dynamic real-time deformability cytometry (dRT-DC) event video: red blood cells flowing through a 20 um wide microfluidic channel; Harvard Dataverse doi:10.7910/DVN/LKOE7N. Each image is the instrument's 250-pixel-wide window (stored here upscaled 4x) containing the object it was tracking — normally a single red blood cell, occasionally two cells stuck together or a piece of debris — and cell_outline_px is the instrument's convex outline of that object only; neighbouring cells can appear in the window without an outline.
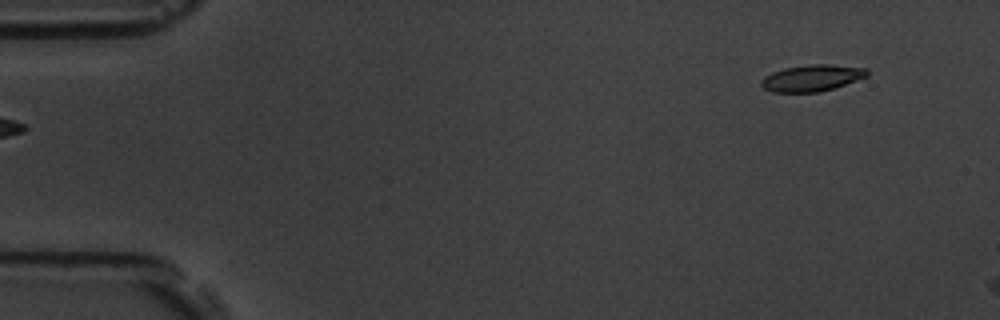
{"species": "common noctule bat (a hibernating species)", "species_latin": "Nyctalus noctula", "temperature_condition": "room temperature", "stored_images_in_passage": 6, "segment_of_instrument_passage": [2, 2], "camera_frame_rate_fps": 3000, "um_per_image_px": 0.085, "animal": {"sex": "male", "body_mass_g": 19.5, "forearm_length_mm": 54.6}, "frame": {"image": 1, "passage_image": 6, "time_ms": 6.333, "image_size_px": [1000, 320], "cell_outline_px": [[868, 76], [820, 92], [772, 92], [764, 88], [760, 84], [760, 80], [764, 76], [772, 72], [784, 68], [812, 64], [828, 64], [868, 68]], "centroid_in_image_um": [68.99, 6.62], "position_along_channel_um": 16.0, "area_um2": 16.3}}